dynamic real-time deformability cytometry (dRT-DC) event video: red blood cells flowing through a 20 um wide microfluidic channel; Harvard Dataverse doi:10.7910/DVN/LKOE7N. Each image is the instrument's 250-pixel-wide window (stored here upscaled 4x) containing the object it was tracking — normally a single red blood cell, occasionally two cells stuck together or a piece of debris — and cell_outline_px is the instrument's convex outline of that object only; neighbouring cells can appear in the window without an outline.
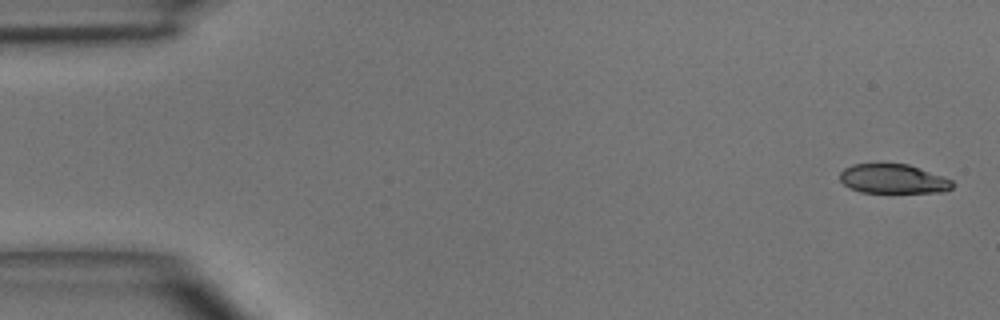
{"species": "common noctule bat (a hibernating species)", "species_latin": "Nyctalus noctula", "temperature_condition": "room temperature", "stored_images_in_passage": 6, "segment_of_instrument_passage": [2, 2], "camera_frame_rate_fps": 3000, "um_per_image_px": 0.085, "animal": {"sex": "male", "body_mass_g": 15.6}, "frame": {"image": 1, "passage_image": 6, "time_ms": 6.0, "image_size_px": [1000, 320], "cell_outline_px": [[952, 188], [944, 192], [860, 192], [848, 188], [840, 180], [840, 172], [844, 168], [852, 164], [908, 164], [952, 180]], "centroid_in_image_um": [75.87, 15.21], "position_along_channel_um": 9.1, "area_um2": 19.07}}